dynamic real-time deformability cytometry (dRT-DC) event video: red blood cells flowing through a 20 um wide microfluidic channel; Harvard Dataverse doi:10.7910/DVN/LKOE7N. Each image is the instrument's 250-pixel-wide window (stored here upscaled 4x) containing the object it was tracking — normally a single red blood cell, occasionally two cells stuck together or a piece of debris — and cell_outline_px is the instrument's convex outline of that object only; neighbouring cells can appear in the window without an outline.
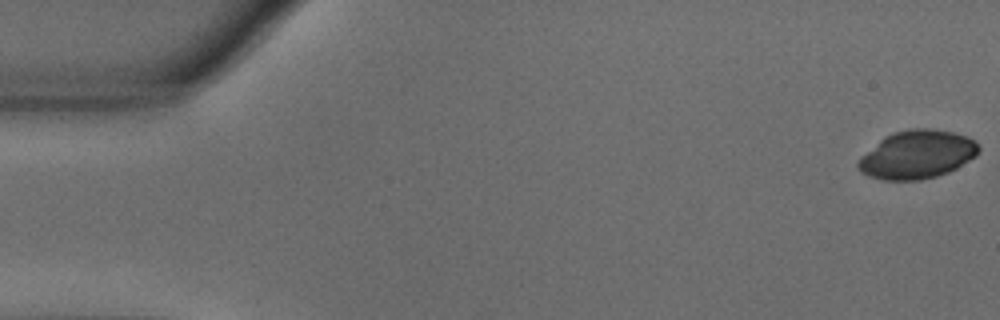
{"species": "common noctule bat (a hibernating species)", "species_latin": "Nyctalus noctula", "temperature_condition": "warm", "stored_images_in_passage": 55, "camera_frame_rate_fps": 3000, "um_per_image_px": 0.085, "animal": {"sex": "male", "body_mass_g": 18.8}, "frame": {"image": 1, "passage_image": 1, "time_ms": 0.0, "image_size_px": [1000, 320], "cell_outline_px": [[980, 148], [976, 156], [956, 168], [948, 172], [936, 176], [920, 180], [884, 180], [868, 176], [860, 172], [856, 168], [856, 164], [860, 156], [884, 136], [908, 128], [928, 128], [952, 132], [968, 136], [976, 140]], "centroid_in_image_um": [77.93, 13.13], "position_along_channel_um": 7.1, "area_um2": 34.16}}